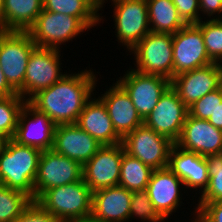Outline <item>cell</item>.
I'll return each instance as SVG.
<instances>
[{
	"label": "cell",
	"instance_id": "6da1fadb",
	"mask_svg": "<svg viewBox=\"0 0 222 222\" xmlns=\"http://www.w3.org/2000/svg\"><path fill=\"white\" fill-rule=\"evenodd\" d=\"M93 73L85 69L80 73H65L58 82L41 90L28 102L45 113L55 125L76 124L85 104L94 94L97 78Z\"/></svg>",
	"mask_w": 222,
	"mask_h": 222
},
{
	"label": "cell",
	"instance_id": "7a4b0ae2",
	"mask_svg": "<svg viewBox=\"0 0 222 222\" xmlns=\"http://www.w3.org/2000/svg\"><path fill=\"white\" fill-rule=\"evenodd\" d=\"M42 151L9 139L0 154V184L34 200V181Z\"/></svg>",
	"mask_w": 222,
	"mask_h": 222
},
{
	"label": "cell",
	"instance_id": "3957f363",
	"mask_svg": "<svg viewBox=\"0 0 222 222\" xmlns=\"http://www.w3.org/2000/svg\"><path fill=\"white\" fill-rule=\"evenodd\" d=\"M59 222L91 218L92 191L83 178L77 182L44 191L37 199Z\"/></svg>",
	"mask_w": 222,
	"mask_h": 222
},
{
	"label": "cell",
	"instance_id": "277c9868",
	"mask_svg": "<svg viewBox=\"0 0 222 222\" xmlns=\"http://www.w3.org/2000/svg\"><path fill=\"white\" fill-rule=\"evenodd\" d=\"M36 47L28 32L0 30V66L8 83L20 95L29 56Z\"/></svg>",
	"mask_w": 222,
	"mask_h": 222
},
{
	"label": "cell",
	"instance_id": "5b68a950",
	"mask_svg": "<svg viewBox=\"0 0 222 222\" xmlns=\"http://www.w3.org/2000/svg\"><path fill=\"white\" fill-rule=\"evenodd\" d=\"M130 52L134 54V70L143 74L173 79V37L171 33L150 31Z\"/></svg>",
	"mask_w": 222,
	"mask_h": 222
},
{
	"label": "cell",
	"instance_id": "8992f818",
	"mask_svg": "<svg viewBox=\"0 0 222 222\" xmlns=\"http://www.w3.org/2000/svg\"><path fill=\"white\" fill-rule=\"evenodd\" d=\"M89 28L75 16L42 10L27 31L37 47L58 49Z\"/></svg>",
	"mask_w": 222,
	"mask_h": 222
},
{
	"label": "cell",
	"instance_id": "52a82bcc",
	"mask_svg": "<svg viewBox=\"0 0 222 222\" xmlns=\"http://www.w3.org/2000/svg\"><path fill=\"white\" fill-rule=\"evenodd\" d=\"M122 144L126 153L154 170L168 167L169 153L175 143L142 124L128 133Z\"/></svg>",
	"mask_w": 222,
	"mask_h": 222
},
{
	"label": "cell",
	"instance_id": "ba28073f",
	"mask_svg": "<svg viewBox=\"0 0 222 222\" xmlns=\"http://www.w3.org/2000/svg\"><path fill=\"white\" fill-rule=\"evenodd\" d=\"M105 1V0H104ZM118 42L130 51L151 31L146 0H111Z\"/></svg>",
	"mask_w": 222,
	"mask_h": 222
},
{
	"label": "cell",
	"instance_id": "9c48e42d",
	"mask_svg": "<svg viewBox=\"0 0 222 222\" xmlns=\"http://www.w3.org/2000/svg\"><path fill=\"white\" fill-rule=\"evenodd\" d=\"M60 50L35 47L28 60L24 77V91L20 96L29 101L35 94L58 82L61 71Z\"/></svg>",
	"mask_w": 222,
	"mask_h": 222
},
{
	"label": "cell",
	"instance_id": "30bf717a",
	"mask_svg": "<svg viewBox=\"0 0 222 222\" xmlns=\"http://www.w3.org/2000/svg\"><path fill=\"white\" fill-rule=\"evenodd\" d=\"M83 178V166L53 149L42 151L34 181V200L44 191L68 185Z\"/></svg>",
	"mask_w": 222,
	"mask_h": 222
},
{
	"label": "cell",
	"instance_id": "8fae6325",
	"mask_svg": "<svg viewBox=\"0 0 222 222\" xmlns=\"http://www.w3.org/2000/svg\"><path fill=\"white\" fill-rule=\"evenodd\" d=\"M117 80L128 93L139 115L145 120L153 111L161 95L171 85L163 76L143 74L132 69Z\"/></svg>",
	"mask_w": 222,
	"mask_h": 222
},
{
	"label": "cell",
	"instance_id": "7c38bea8",
	"mask_svg": "<svg viewBox=\"0 0 222 222\" xmlns=\"http://www.w3.org/2000/svg\"><path fill=\"white\" fill-rule=\"evenodd\" d=\"M173 37V77L214 63L208 56L201 29L186 24Z\"/></svg>",
	"mask_w": 222,
	"mask_h": 222
},
{
	"label": "cell",
	"instance_id": "4fadbf2b",
	"mask_svg": "<svg viewBox=\"0 0 222 222\" xmlns=\"http://www.w3.org/2000/svg\"><path fill=\"white\" fill-rule=\"evenodd\" d=\"M124 152L122 143L102 145L83 165V180L92 192L119 185Z\"/></svg>",
	"mask_w": 222,
	"mask_h": 222
},
{
	"label": "cell",
	"instance_id": "5bb4252c",
	"mask_svg": "<svg viewBox=\"0 0 222 222\" xmlns=\"http://www.w3.org/2000/svg\"><path fill=\"white\" fill-rule=\"evenodd\" d=\"M188 114V107L170 85L161 95L153 111L144 120V124L175 143L180 137Z\"/></svg>",
	"mask_w": 222,
	"mask_h": 222
},
{
	"label": "cell",
	"instance_id": "9a60e30c",
	"mask_svg": "<svg viewBox=\"0 0 222 222\" xmlns=\"http://www.w3.org/2000/svg\"><path fill=\"white\" fill-rule=\"evenodd\" d=\"M181 101L189 108L211 91L222 87V64L211 63L178 74L171 80Z\"/></svg>",
	"mask_w": 222,
	"mask_h": 222
},
{
	"label": "cell",
	"instance_id": "2e32d148",
	"mask_svg": "<svg viewBox=\"0 0 222 222\" xmlns=\"http://www.w3.org/2000/svg\"><path fill=\"white\" fill-rule=\"evenodd\" d=\"M55 127V123L45 113L38 111L26 101L20 112L13 140L41 151L51 150Z\"/></svg>",
	"mask_w": 222,
	"mask_h": 222
},
{
	"label": "cell",
	"instance_id": "e0dca14e",
	"mask_svg": "<svg viewBox=\"0 0 222 222\" xmlns=\"http://www.w3.org/2000/svg\"><path fill=\"white\" fill-rule=\"evenodd\" d=\"M175 145L201 156L222 153V130L208 120L197 119L189 114Z\"/></svg>",
	"mask_w": 222,
	"mask_h": 222
},
{
	"label": "cell",
	"instance_id": "ac0fdd59",
	"mask_svg": "<svg viewBox=\"0 0 222 222\" xmlns=\"http://www.w3.org/2000/svg\"><path fill=\"white\" fill-rule=\"evenodd\" d=\"M102 145L76 124H58L54 131L53 150L82 166Z\"/></svg>",
	"mask_w": 222,
	"mask_h": 222
},
{
	"label": "cell",
	"instance_id": "d6986e66",
	"mask_svg": "<svg viewBox=\"0 0 222 222\" xmlns=\"http://www.w3.org/2000/svg\"><path fill=\"white\" fill-rule=\"evenodd\" d=\"M98 98L106 106L113 127L122 139L144 124L130 96L118 82Z\"/></svg>",
	"mask_w": 222,
	"mask_h": 222
},
{
	"label": "cell",
	"instance_id": "ffe728a7",
	"mask_svg": "<svg viewBox=\"0 0 222 222\" xmlns=\"http://www.w3.org/2000/svg\"><path fill=\"white\" fill-rule=\"evenodd\" d=\"M183 185L182 180L168 167L152 171L146 191L155 209L165 220L181 206L180 188Z\"/></svg>",
	"mask_w": 222,
	"mask_h": 222
},
{
	"label": "cell",
	"instance_id": "44dd1931",
	"mask_svg": "<svg viewBox=\"0 0 222 222\" xmlns=\"http://www.w3.org/2000/svg\"><path fill=\"white\" fill-rule=\"evenodd\" d=\"M131 199L132 191L119 185L92 192L91 218L98 222H129Z\"/></svg>",
	"mask_w": 222,
	"mask_h": 222
},
{
	"label": "cell",
	"instance_id": "7402d4cb",
	"mask_svg": "<svg viewBox=\"0 0 222 222\" xmlns=\"http://www.w3.org/2000/svg\"><path fill=\"white\" fill-rule=\"evenodd\" d=\"M168 168L182 180L186 188H200L202 194L208 187L209 175L205 156L183 150L174 144L169 153Z\"/></svg>",
	"mask_w": 222,
	"mask_h": 222
},
{
	"label": "cell",
	"instance_id": "603a6c76",
	"mask_svg": "<svg viewBox=\"0 0 222 222\" xmlns=\"http://www.w3.org/2000/svg\"><path fill=\"white\" fill-rule=\"evenodd\" d=\"M76 125L95 138L101 145L122 143V138L116 133L106 106L99 98H91L85 104Z\"/></svg>",
	"mask_w": 222,
	"mask_h": 222
},
{
	"label": "cell",
	"instance_id": "cb8c5ba5",
	"mask_svg": "<svg viewBox=\"0 0 222 222\" xmlns=\"http://www.w3.org/2000/svg\"><path fill=\"white\" fill-rule=\"evenodd\" d=\"M43 10V0H4L3 31L27 32Z\"/></svg>",
	"mask_w": 222,
	"mask_h": 222
},
{
	"label": "cell",
	"instance_id": "d4e9b609",
	"mask_svg": "<svg viewBox=\"0 0 222 222\" xmlns=\"http://www.w3.org/2000/svg\"><path fill=\"white\" fill-rule=\"evenodd\" d=\"M146 2L152 32L174 34L186 25L172 0H146Z\"/></svg>",
	"mask_w": 222,
	"mask_h": 222
},
{
	"label": "cell",
	"instance_id": "484cf974",
	"mask_svg": "<svg viewBox=\"0 0 222 222\" xmlns=\"http://www.w3.org/2000/svg\"><path fill=\"white\" fill-rule=\"evenodd\" d=\"M43 10L78 17L89 30L102 20L90 0H43Z\"/></svg>",
	"mask_w": 222,
	"mask_h": 222
},
{
	"label": "cell",
	"instance_id": "4316f807",
	"mask_svg": "<svg viewBox=\"0 0 222 222\" xmlns=\"http://www.w3.org/2000/svg\"><path fill=\"white\" fill-rule=\"evenodd\" d=\"M153 169L138 158L124 152L121 161L119 186L129 191L146 190Z\"/></svg>",
	"mask_w": 222,
	"mask_h": 222
},
{
	"label": "cell",
	"instance_id": "83f0119b",
	"mask_svg": "<svg viewBox=\"0 0 222 222\" xmlns=\"http://www.w3.org/2000/svg\"><path fill=\"white\" fill-rule=\"evenodd\" d=\"M26 100L20 95L0 97V134L13 139L18 119Z\"/></svg>",
	"mask_w": 222,
	"mask_h": 222
},
{
	"label": "cell",
	"instance_id": "f1b7e54d",
	"mask_svg": "<svg viewBox=\"0 0 222 222\" xmlns=\"http://www.w3.org/2000/svg\"><path fill=\"white\" fill-rule=\"evenodd\" d=\"M31 200L22 191L0 184V222H13Z\"/></svg>",
	"mask_w": 222,
	"mask_h": 222
},
{
	"label": "cell",
	"instance_id": "f546056e",
	"mask_svg": "<svg viewBox=\"0 0 222 222\" xmlns=\"http://www.w3.org/2000/svg\"><path fill=\"white\" fill-rule=\"evenodd\" d=\"M196 25L201 29L209 58L222 64V19L201 20Z\"/></svg>",
	"mask_w": 222,
	"mask_h": 222
},
{
	"label": "cell",
	"instance_id": "4dcf8cb0",
	"mask_svg": "<svg viewBox=\"0 0 222 222\" xmlns=\"http://www.w3.org/2000/svg\"><path fill=\"white\" fill-rule=\"evenodd\" d=\"M208 167L209 184L199 197L198 203L222 200V153L205 156Z\"/></svg>",
	"mask_w": 222,
	"mask_h": 222
},
{
	"label": "cell",
	"instance_id": "1f68e13d",
	"mask_svg": "<svg viewBox=\"0 0 222 222\" xmlns=\"http://www.w3.org/2000/svg\"><path fill=\"white\" fill-rule=\"evenodd\" d=\"M139 217L143 222H164L165 219L155 209L150 201L148 192L146 190L132 191V199L130 203V216ZM131 217V218H130Z\"/></svg>",
	"mask_w": 222,
	"mask_h": 222
},
{
	"label": "cell",
	"instance_id": "d6a6232c",
	"mask_svg": "<svg viewBox=\"0 0 222 222\" xmlns=\"http://www.w3.org/2000/svg\"><path fill=\"white\" fill-rule=\"evenodd\" d=\"M218 102H222V87L209 92L192 104L188 108L189 115L197 119L208 120L217 108Z\"/></svg>",
	"mask_w": 222,
	"mask_h": 222
},
{
	"label": "cell",
	"instance_id": "836d02e7",
	"mask_svg": "<svg viewBox=\"0 0 222 222\" xmlns=\"http://www.w3.org/2000/svg\"><path fill=\"white\" fill-rule=\"evenodd\" d=\"M13 222H59L38 201L31 200Z\"/></svg>",
	"mask_w": 222,
	"mask_h": 222
},
{
	"label": "cell",
	"instance_id": "e575fe53",
	"mask_svg": "<svg viewBox=\"0 0 222 222\" xmlns=\"http://www.w3.org/2000/svg\"><path fill=\"white\" fill-rule=\"evenodd\" d=\"M195 209V222H222V200L198 203Z\"/></svg>",
	"mask_w": 222,
	"mask_h": 222
},
{
	"label": "cell",
	"instance_id": "d590c367",
	"mask_svg": "<svg viewBox=\"0 0 222 222\" xmlns=\"http://www.w3.org/2000/svg\"><path fill=\"white\" fill-rule=\"evenodd\" d=\"M172 2L186 24H196L201 21L199 0H172Z\"/></svg>",
	"mask_w": 222,
	"mask_h": 222
},
{
	"label": "cell",
	"instance_id": "8d00e7d4",
	"mask_svg": "<svg viewBox=\"0 0 222 222\" xmlns=\"http://www.w3.org/2000/svg\"><path fill=\"white\" fill-rule=\"evenodd\" d=\"M199 5L200 12L202 11L205 15L210 17V20L211 16L213 17L216 13L217 15L212 19H222V17H220L222 13V0H199Z\"/></svg>",
	"mask_w": 222,
	"mask_h": 222
},
{
	"label": "cell",
	"instance_id": "74e56055",
	"mask_svg": "<svg viewBox=\"0 0 222 222\" xmlns=\"http://www.w3.org/2000/svg\"><path fill=\"white\" fill-rule=\"evenodd\" d=\"M18 92L8 83L0 66V97H9Z\"/></svg>",
	"mask_w": 222,
	"mask_h": 222
},
{
	"label": "cell",
	"instance_id": "f35d334b",
	"mask_svg": "<svg viewBox=\"0 0 222 222\" xmlns=\"http://www.w3.org/2000/svg\"><path fill=\"white\" fill-rule=\"evenodd\" d=\"M208 121L216 128L222 130V102H218L217 108Z\"/></svg>",
	"mask_w": 222,
	"mask_h": 222
},
{
	"label": "cell",
	"instance_id": "ab89813d",
	"mask_svg": "<svg viewBox=\"0 0 222 222\" xmlns=\"http://www.w3.org/2000/svg\"><path fill=\"white\" fill-rule=\"evenodd\" d=\"M9 139L5 137L3 134H0V154L4 150L6 143Z\"/></svg>",
	"mask_w": 222,
	"mask_h": 222
},
{
	"label": "cell",
	"instance_id": "60d3db41",
	"mask_svg": "<svg viewBox=\"0 0 222 222\" xmlns=\"http://www.w3.org/2000/svg\"><path fill=\"white\" fill-rule=\"evenodd\" d=\"M99 10L103 8L104 0H90Z\"/></svg>",
	"mask_w": 222,
	"mask_h": 222
},
{
	"label": "cell",
	"instance_id": "b9f144b4",
	"mask_svg": "<svg viewBox=\"0 0 222 222\" xmlns=\"http://www.w3.org/2000/svg\"><path fill=\"white\" fill-rule=\"evenodd\" d=\"M3 5H4V0H0V30H3V21L1 18V10L3 8Z\"/></svg>",
	"mask_w": 222,
	"mask_h": 222
},
{
	"label": "cell",
	"instance_id": "7bdbcfd3",
	"mask_svg": "<svg viewBox=\"0 0 222 222\" xmlns=\"http://www.w3.org/2000/svg\"><path fill=\"white\" fill-rule=\"evenodd\" d=\"M76 222H98V221H95L92 218H88V219H83V220L76 221Z\"/></svg>",
	"mask_w": 222,
	"mask_h": 222
}]
</instances>
